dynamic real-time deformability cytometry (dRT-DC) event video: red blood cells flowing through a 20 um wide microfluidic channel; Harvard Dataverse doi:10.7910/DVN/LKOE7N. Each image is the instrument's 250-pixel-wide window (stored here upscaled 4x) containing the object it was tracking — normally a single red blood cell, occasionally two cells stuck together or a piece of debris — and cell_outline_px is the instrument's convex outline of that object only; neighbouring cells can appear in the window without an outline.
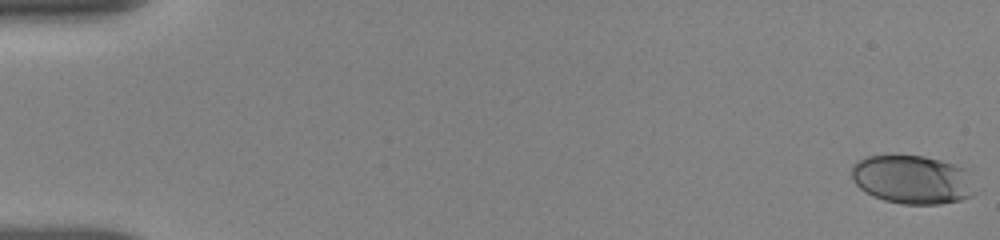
{"species": "human", "species_latin": "Homo sapiens", "temperature_condition": "room temperature", "stored_images_in_passage": 110, "camera_frame_rate_fps": 3000, "um_per_image_px": 0.085, "donor": {"sex": "female"}, "frame": {"image": 1, "passage_image": 1, "time_ms": 0.0, "image_size_px": [1000, 240], "cell_outline_px": [[980, 192], [972, 196], [960, 200], [940, 204], [904, 204], [884, 200], [872, 196], [864, 192], [852, 180], [852, 164], [856, 160], [868, 156], [924, 156], [940, 160], [968, 168]], "centroid_in_image_um": [77.63, 15.27], "position_along_channel_um": 7.4, "area_um2": 35.78}}
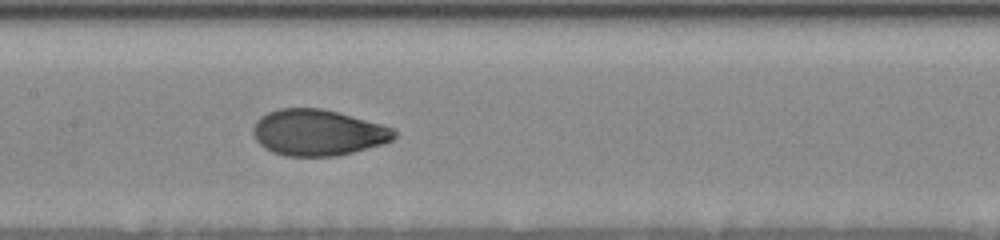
{"frame": {"image": 2, "passage_image": 54, "time_ms": 8.667, "image_size_px": [1000, 240], "cell_outline_px": [[396, 136], [392, 140], [384, 144], [336, 156], [284, 156], [272, 152], [264, 148], [256, 140], [252, 132], [252, 128], [256, 120], [260, 116], [268, 112], [280, 108], [320, 108], [336, 112], [380, 124], [392, 128], [396, 132]], "centroid_in_image_um": [26.98, 11.28], "position_along_channel_um": 180.4, "area_um2": 37.86}}
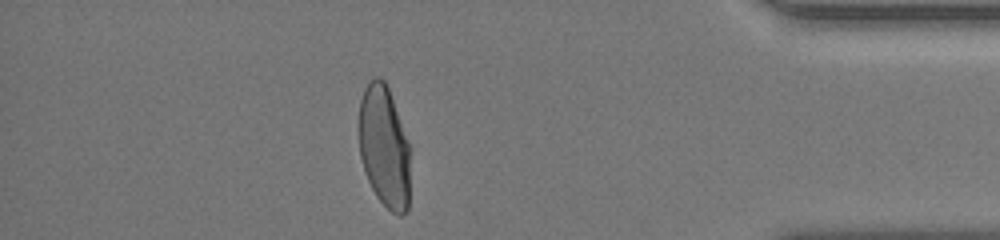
{"frame": {"image": 3, "passage_image": 95, "time_ms": 15.333, "image_size_px": [1000, 240], "cell_outline_px": [[408, 212], [400, 216], [392, 212], [376, 196], [368, 180], [360, 156], [356, 124], [360, 100], [364, 88], [372, 76], [380, 76], [384, 80], [388, 88], [408, 144]], "centroid_in_image_um": [32.59, 12.43], "position_along_channel_um": 402.6, "area_um2": 36.41}, "authors_computed_cell_mechanics": {"area_um2": 37.4544, "velocity_mm_per_s": 3.8449, "shape_relaxation_time_tau1_ms": 4.298, "shape_relaxation_time_tau2_ms": null, "deformation_change_tau1": 0.1774, "deformation_change_tau2": null}}